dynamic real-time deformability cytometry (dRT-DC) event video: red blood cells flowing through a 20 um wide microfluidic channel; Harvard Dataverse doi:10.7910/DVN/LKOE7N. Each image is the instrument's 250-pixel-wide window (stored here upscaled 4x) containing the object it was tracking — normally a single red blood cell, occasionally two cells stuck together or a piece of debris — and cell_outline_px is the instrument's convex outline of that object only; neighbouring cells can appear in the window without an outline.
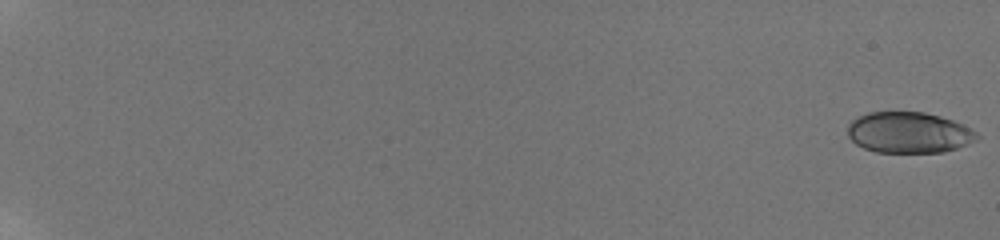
{"species": "human", "species_latin": "Homo sapiens", "temperature_condition": "room temperature", "stored_images_in_passage": 62, "camera_frame_rate_fps": 3000, "um_per_image_px": 0.085, "donor": {"sex": "male"}, "frame": {"image": 1, "passage_image": 1, "time_ms": 0.0, "image_size_px": [1000, 240], "cell_outline_px": [[980, 136], [976, 140], [956, 148], [944, 152], [876, 152], [864, 148], [856, 144], [848, 136], [848, 124], [852, 120], [868, 112], [924, 112], [940, 116], [952, 120], [976, 132]], "centroid_in_image_um": [77.22, 11.27], "position_along_channel_um": 7.8, "area_um2": 30.63}}
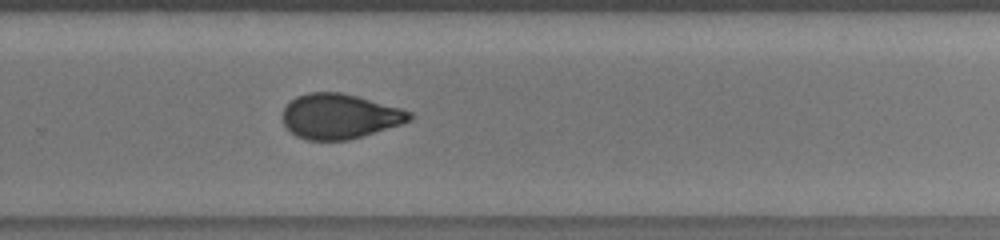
{"frame": {"image": 2, "passage_image": 47, "time_ms": 14.333, "image_size_px": [1000, 240], "cell_outline_px": [[412, 116], [408, 120], [400, 124], [348, 140], [308, 140], [296, 136], [284, 124], [280, 116], [284, 108], [296, 96], [308, 92], [340, 92], [356, 96], [400, 108], [412, 112]], "centroid_in_image_um": [28.81, 9.88], "position_along_channel_um": 301.0, "area_um2": 32.89}}
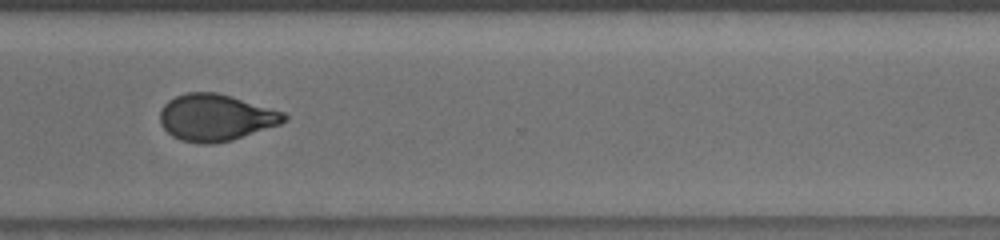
{"frame": {"image": 3, "passage_image": 51, "time_ms": 15.667, "image_size_px": [1000, 240], "cell_outline_px": [[288, 120], [280, 124], [232, 140], [212, 144], [204, 144], [180, 140], [172, 136], [160, 124], [160, 112], [164, 104], [168, 100], [176, 96], [188, 92], [216, 92], [232, 96], [284, 112], [288, 116]], "centroid_in_image_um": [18.34, 9.99], "position_along_channel_um": 352.3, "area_um2": 33.81}, "authors_computed_cell_mechanics": {"area_um2": 32.6859, "velocity_mm_per_s": 3.834, "shape_relaxation_time_tau1_ms": 8.3653, "shape_relaxation_time_tau2_ms": 1.3797, "deformation_change_tau1": 0.2026, "deformation_change_tau2": 0.0643}}